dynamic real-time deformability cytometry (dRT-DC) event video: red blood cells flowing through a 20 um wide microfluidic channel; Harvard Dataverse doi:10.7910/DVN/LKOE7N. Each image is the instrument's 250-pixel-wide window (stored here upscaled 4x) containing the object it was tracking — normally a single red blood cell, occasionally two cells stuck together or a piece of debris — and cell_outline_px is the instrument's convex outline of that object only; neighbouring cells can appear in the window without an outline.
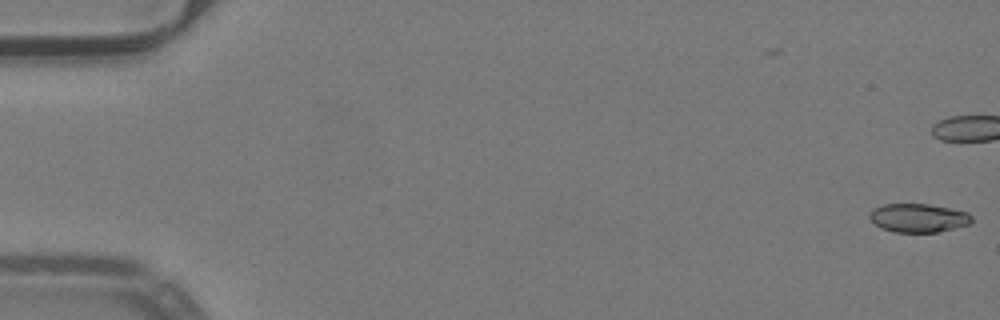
{"species": "common noctule bat (a hibernating species)", "species_latin": "Nyctalus noctula", "temperature_condition": "warm", "stored_images_in_passage": 41, "camera_frame_rate_fps": 3000, "um_per_image_px": 0.085, "animal": {"sex": "male", "body_mass_g": 19.2, "forearm_length_mm": 51.8}, "frame": {"image": 1, "passage_image": 1, "time_ms": 0.0, "image_size_px": [1000, 320], "cell_outline_px": [[972, 220], [968, 224], [936, 232], [892, 232], [880, 228], [868, 216], [872, 208], [884, 204], [928, 204], [968, 212], [972, 216]], "centroid_in_image_um": [78.01, 18.52], "position_along_channel_um": 7.0, "area_um2": 16.94}}